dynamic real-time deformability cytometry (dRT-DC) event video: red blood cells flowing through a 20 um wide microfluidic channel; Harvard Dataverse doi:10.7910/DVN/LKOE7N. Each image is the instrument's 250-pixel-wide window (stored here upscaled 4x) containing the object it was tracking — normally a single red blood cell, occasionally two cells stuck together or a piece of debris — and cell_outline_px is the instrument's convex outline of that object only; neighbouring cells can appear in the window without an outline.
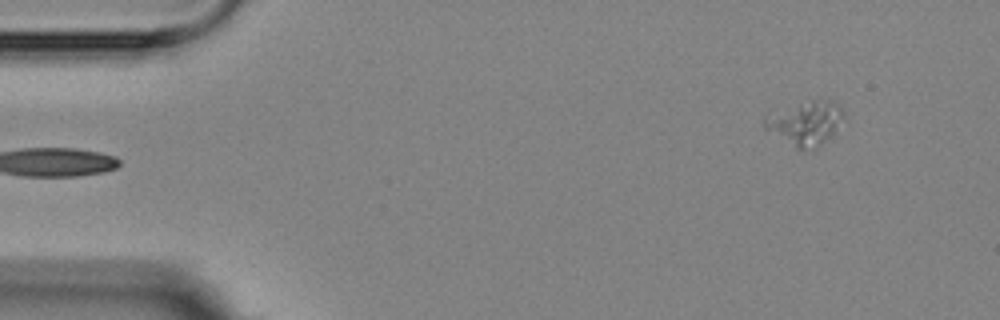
{"species": "Egyptian fruit bat (a non-hibernating species)", "species_latin": "Rousettus aegyptiacus", "temperature_condition": "room temperature", "stored_images_in_passage": 6, "segment_of_instrument_passage": [2, 2], "camera_frame_rate_fps": 3000, "um_per_image_px": 0.085, "animal": {"sex": "female"}, "frame": {"image": 1, "passage_image": 6, "time_ms": 5.667, "image_size_px": [1000, 320], "cell_outline_px": [[844, 120], [816, 148], [796, 148], [764, 128], [764, 116], [812, 100], [832, 100], [840, 104], [844, 112]], "centroid_in_image_um": [68.49, 10.44], "position_along_channel_um": 16.5, "area_um2": 19.48}}